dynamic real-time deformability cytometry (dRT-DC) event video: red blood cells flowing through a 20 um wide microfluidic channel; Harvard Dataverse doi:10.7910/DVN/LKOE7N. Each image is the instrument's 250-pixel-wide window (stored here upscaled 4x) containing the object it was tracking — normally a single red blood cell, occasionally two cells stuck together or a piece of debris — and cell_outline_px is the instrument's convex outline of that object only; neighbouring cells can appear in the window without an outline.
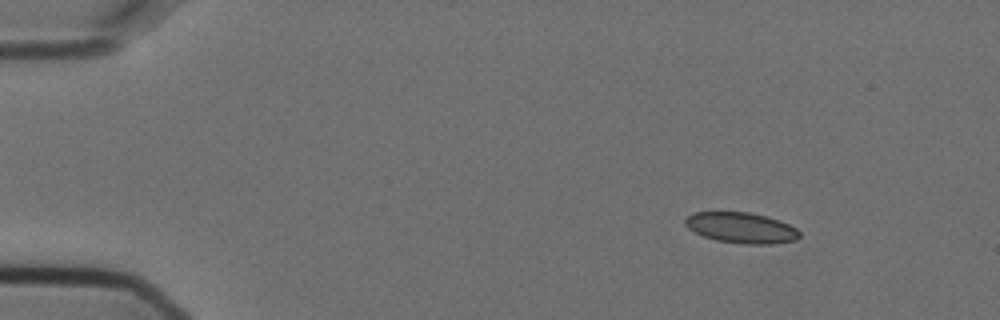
{"species": "Egyptian fruit bat (a non-hibernating species)", "species_latin": "Rousettus aegyptiacus", "temperature_condition": "cold", "stored_images_in_passage": 5, "camera_frame_rate_fps": 3000, "um_per_image_px": 0.085, "animal": {"sex": "female"}, "frame": {"image": 1, "passage_image": 2, "time_ms": 0.333, "image_size_px": [1000, 320], "cell_outline_px": [[800, 236], [796, 240], [772, 244], [744, 244], [716, 240], [704, 236], [688, 228], [684, 224], [684, 220], [692, 212], [748, 212], [780, 220], [796, 228], [800, 232]], "centroid_in_image_um": [63.01, 19.36], "position_along_channel_um": 22.0, "area_um2": 20.4}}
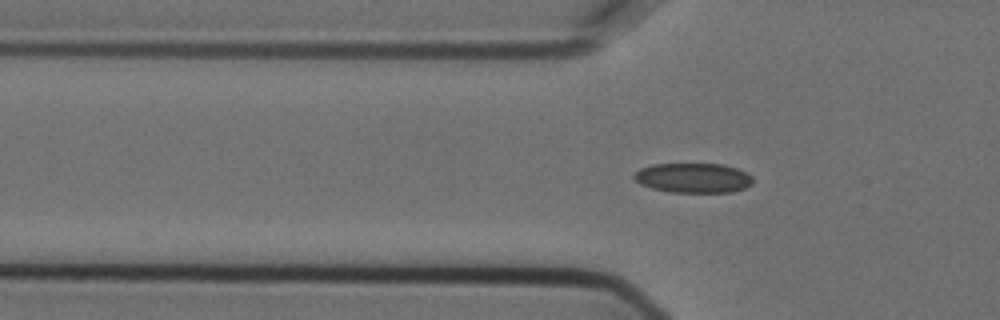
{"frame": {"image": 2, "passage_image": 5, "time_ms": 1.333, "image_size_px": [1000, 320], "cell_outline_px": [[752, 184], [744, 188], [732, 192], [672, 192], [652, 188], [640, 184], [632, 176], [640, 168], [652, 164], [720, 164], [736, 168], [752, 176]], "centroid_in_image_um": [58.91, 15.12], "position_along_channel_um": 66.9, "area_um2": 20.46}}